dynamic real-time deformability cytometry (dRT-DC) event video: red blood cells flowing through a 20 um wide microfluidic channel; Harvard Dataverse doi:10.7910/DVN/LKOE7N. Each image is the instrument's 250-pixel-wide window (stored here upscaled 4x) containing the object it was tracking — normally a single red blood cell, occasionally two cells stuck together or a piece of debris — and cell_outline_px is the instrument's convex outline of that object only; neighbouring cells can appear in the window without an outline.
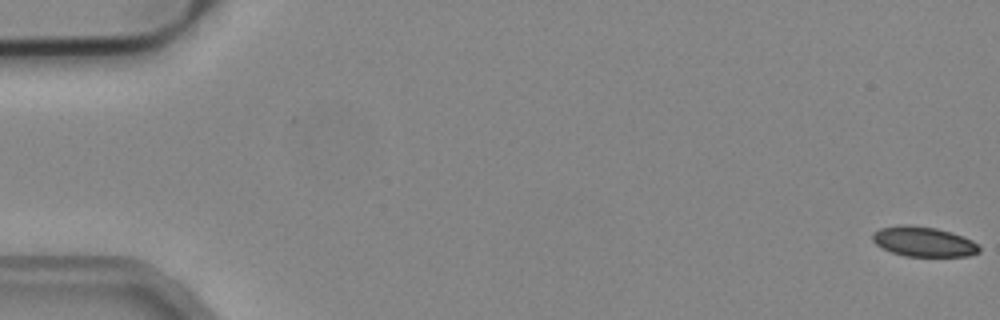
{"species": "common noctule bat (a hibernating species)", "species_latin": "Nyctalus noctula", "temperature_condition": "cold", "stored_images_in_passage": 5, "camera_frame_rate_fps": 3000, "um_per_image_px": 0.085, "animal": {"sex": "male", "body_mass_g": 19.2, "forearm_length_mm": 51.8}, "frame": {"image": 1, "passage_image": 1, "time_ms": 0.0, "image_size_px": [1000, 320], "cell_outline_px": [[980, 252], [968, 256], [904, 256], [892, 252], [876, 244], [872, 240], [872, 232], [880, 228], [900, 224], [904, 224], [936, 228], [952, 232], [964, 236], [972, 240], [980, 248]], "centroid_in_image_um": [78.5, 20.53], "position_along_channel_um": 6.5, "area_um2": 18.67}}
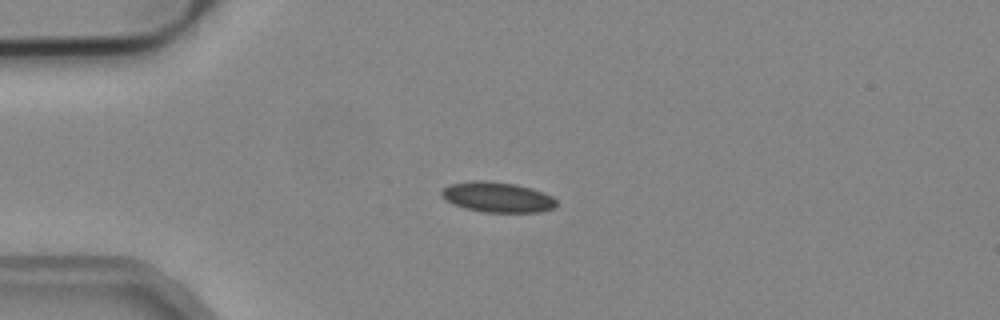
{"frame": {"image": 2, "passage_image": 4, "time_ms": 1.0, "image_size_px": [1000, 320], "cell_outline_px": [[556, 204], [552, 208], [540, 212], [484, 212], [464, 208], [452, 204], [444, 200], [440, 196], [440, 192], [444, 188], [452, 184], [472, 180], [484, 180], [516, 184], [532, 188], [544, 192], [552, 196], [556, 200]], "centroid_in_image_um": [42.25, 16.75], "position_along_channel_um": 42.8, "area_um2": 20.4}}